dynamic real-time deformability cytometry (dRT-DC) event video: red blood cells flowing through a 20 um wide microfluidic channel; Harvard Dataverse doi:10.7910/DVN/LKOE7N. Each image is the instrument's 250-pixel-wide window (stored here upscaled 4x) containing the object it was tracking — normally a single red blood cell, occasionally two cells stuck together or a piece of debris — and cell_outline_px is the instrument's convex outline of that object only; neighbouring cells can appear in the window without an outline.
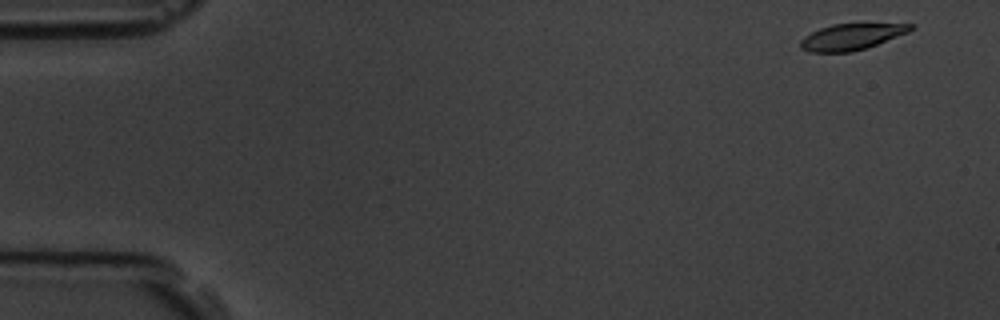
{"species": "common noctule bat (a hibernating species)", "species_latin": "Nyctalus noctula", "temperature_condition": "room temperature", "stored_images_in_passage": 56, "camera_frame_rate_fps": 3000, "um_per_image_px": 0.085, "animal": {"sex": "male", "body_mass_g": 19.5, "forearm_length_mm": 54.6}, "frame": {"image": 1, "passage_image": 1, "time_ms": 0.0, "image_size_px": [1000, 320], "cell_outline_px": [[916, 24], [908, 32], [876, 44], [852, 52], [812, 52], [800, 48], [800, 40], [804, 36], [820, 28], [832, 24]], "centroid_in_image_um": [72.32, 3.13], "position_along_channel_um": 12.7, "area_um2": 16.47}}
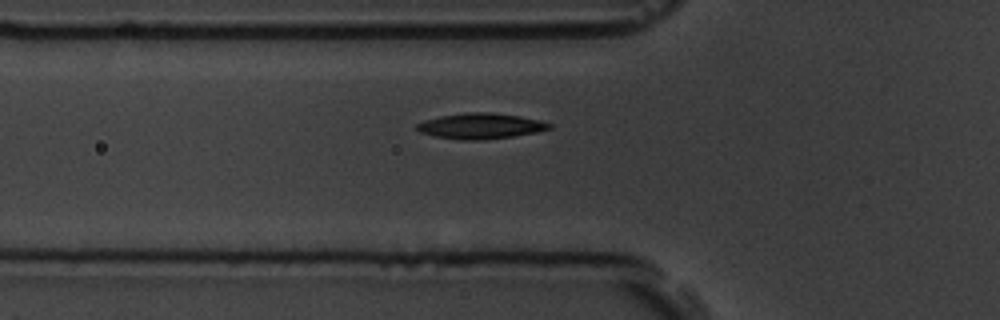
{"frame": {"image": 2, "passage_image": 18, "time_ms": 5.667, "image_size_px": [1000, 320], "cell_outline_px": [[552, 128], [536, 132], [512, 136], [484, 140], [460, 140], [436, 136], [420, 132], [416, 128], [416, 124], [424, 120], [440, 116], [464, 112], [492, 112], [520, 116], [540, 120], [552, 124]], "centroid_in_image_um": [40.85, 10.7], "position_along_channel_um": 84.9, "area_um2": 19.83}}
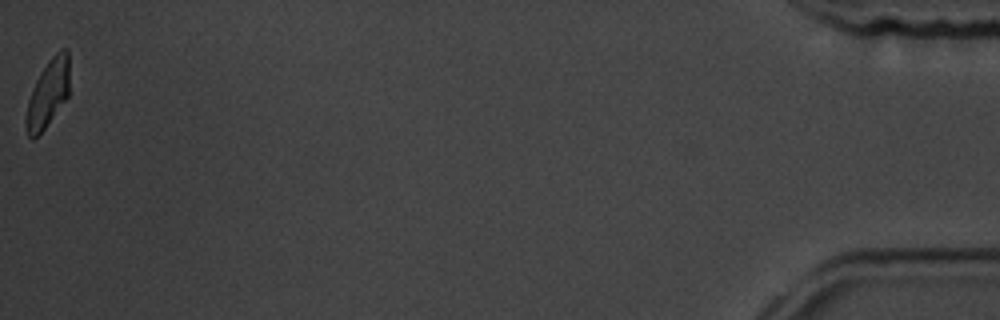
{"frame": {"image": 3, "passage_image": 56, "time_ms": 18.333, "image_size_px": [1000, 320], "cell_outline_px": [[68, 96], [44, 128], [32, 140], [28, 136], [24, 120], [28, 100], [32, 88], [40, 72], [48, 60], [60, 48], [68, 48]], "centroid_in_image_um": [4.05, 7.92], "position_along_channel_um": 431.2, "area_um2": 16.94}, "authors_computed_cell_mechanics": {"area_um2": 18.9873, "velocity_mm_per_s": 3.5164, "shape_relaxation_time_tau1_ms": 4.4423, "shape_relaxation_time_tau2_ms": 3.1093, "deformation_change_tau1": 0.1572, "deformation_change_tau2": 0.091}}